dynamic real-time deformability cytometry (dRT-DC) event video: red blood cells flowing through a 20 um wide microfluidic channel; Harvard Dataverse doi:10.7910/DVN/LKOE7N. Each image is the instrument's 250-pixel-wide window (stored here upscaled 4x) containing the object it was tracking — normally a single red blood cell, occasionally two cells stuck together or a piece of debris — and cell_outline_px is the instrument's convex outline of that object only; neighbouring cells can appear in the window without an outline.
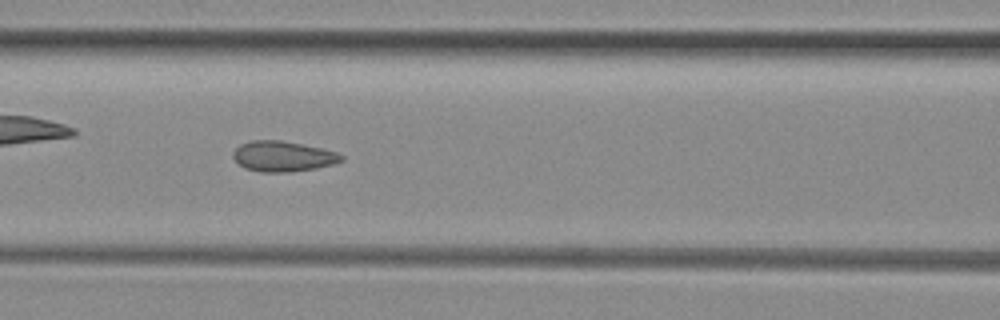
{"species": "common noctule bat (a hibernating species)", "species_latin": "Nyctalus noctula", "temperature_condition": "room temperature", "stored_images_in_passage": 43, "camera_frame_rate_fps": 3000, "um_per_image_px": 0.085, "animal": {"sex": "female", "body_mass_g": 29.2, "forearm_length_mm": 56.3}, "frame": {"image": 1, "passage_image": 20, "time_ms": 6.333, "image_size_px": [1000, 320], "cell_outline_px": [[344, 160], [332, 164], [316, 168], [288, 172], [260, 172], [244, 168], [232, 156], [232, 152], [240, 144], [252, 140], [280, 140], [320, 148], [336, 152], [344, 156]], "centroid_in_image_um": [24.02, 13.29], "position_along_channel_um": 142.6, "area_um2": 19.07}}
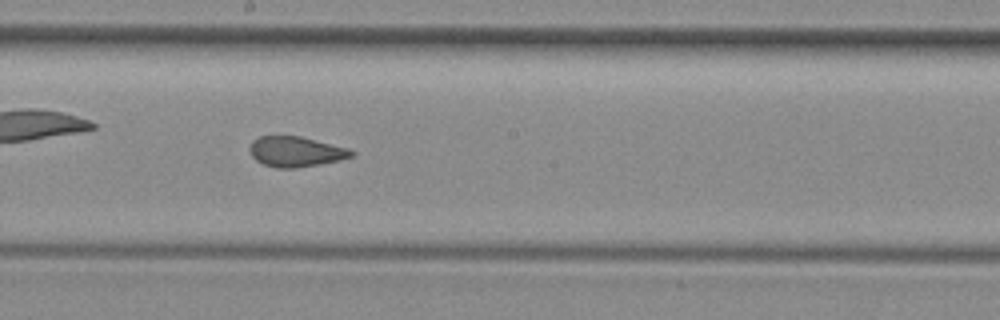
{"frame": {"image": 2, "passage_image": 26, "time_ms": 8.333, "image_size_px": [1000, 320], "cell_outline_px": [[356, 152], [352, 156], [340, 160], [320, 164], [296, 168], [276, 168], [264, 164], [256, 160], [252, 156], [248, 148], [252, 140], [260, 136], [300, 136], [348, 148]], "centroid_in_image_um": [25.13, 12.89], "position_along_channel_um": 223.1, "area_um2": 17.98}}
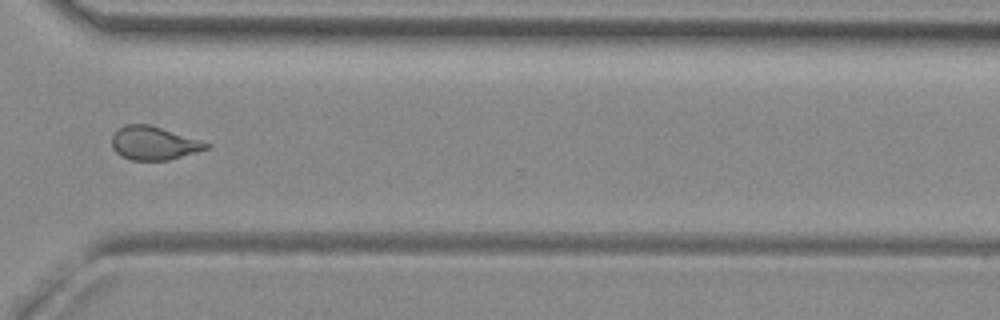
{"frame": {"image": 3, "passage_image": 36, "time_ms": 11.667, "image_size_px": [1000, 320], "cell_outline_px": [[212, 144], [208, 148], [168, 160], [132, 160], [120, 156], [112, 148], [112, 136], [124, 124], [148, 124], [200, 140]], "centroid_in_image_um": [13.04, 12.17], "position_along_channel_um": 357.6, "area_um2": 18.15}}